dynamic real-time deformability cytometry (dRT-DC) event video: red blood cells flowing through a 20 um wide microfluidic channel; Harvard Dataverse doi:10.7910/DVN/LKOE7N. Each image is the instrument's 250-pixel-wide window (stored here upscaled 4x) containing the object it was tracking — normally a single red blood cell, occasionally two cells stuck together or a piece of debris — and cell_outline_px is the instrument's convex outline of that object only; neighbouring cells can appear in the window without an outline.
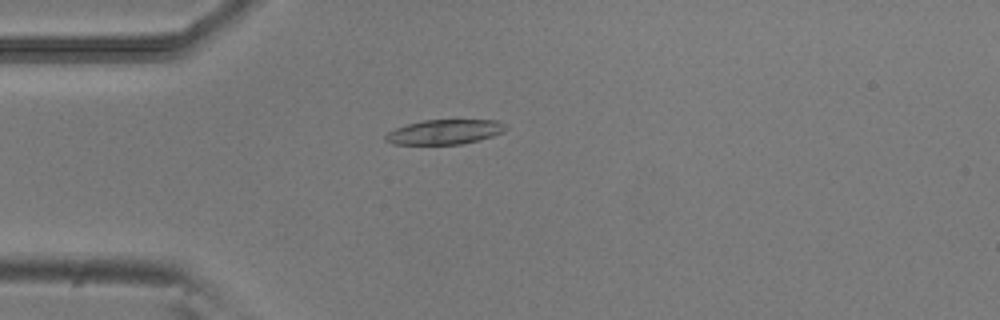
{"species": "common noctule bat (a hibernating species)", "species_latin": "Nyctalus noctula", "temperature_condition": "room temperature", "stored_images_in_passage": 41, "camera_frame_rate_fps": 3000, "um_per_image_px": 0.085, "animal": {"sex": "male", "body_mass_g": 20.5, "forearm_length_mm": 52.5}, "frame": {"image": 1, "passage_image": 3, "time_ms": 0.667, "image_size_px": [1000, 320], "cell_outline_px": [[508, 128], [504, 132], [480, 140], [460, 144], [392, 144], [384, 140], [384, 136], [388, 132], [396, 128], [408, 124], [424, 120], [496, 120], [508, 124]], "centroid_in_image_um": [37.83, 11.21], "position_along_channel_um": 47.2, "area_um2": 17.4}}
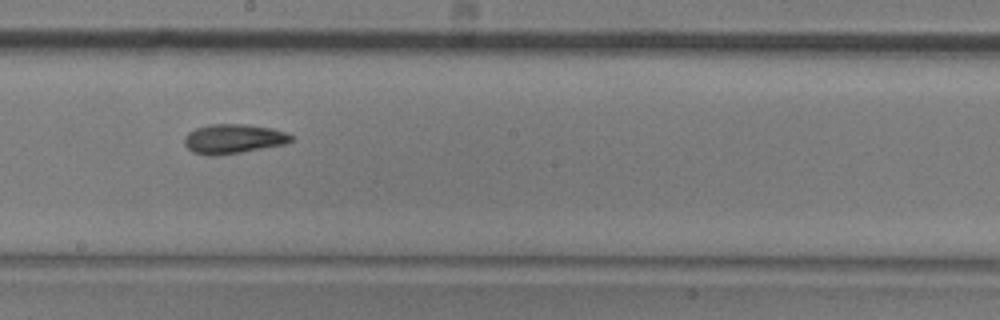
{"frame": {"image": 2, "passage_image": 18, "time_ms": 5.667, "image_size_px": [1000, 320], "cell_outline_px": [[296, 136], [292, 140], [284, 144], [240, 152], [212, 156], [192, 152], [184, 144], [184, 136], [188, 132], [196, 128], [208, 124], [244, 124], [272, 128]], "centroid_in_image_um": [19.81, 11.79], "position_along_channel_um": 228.4, "area_um2": 18.26}}
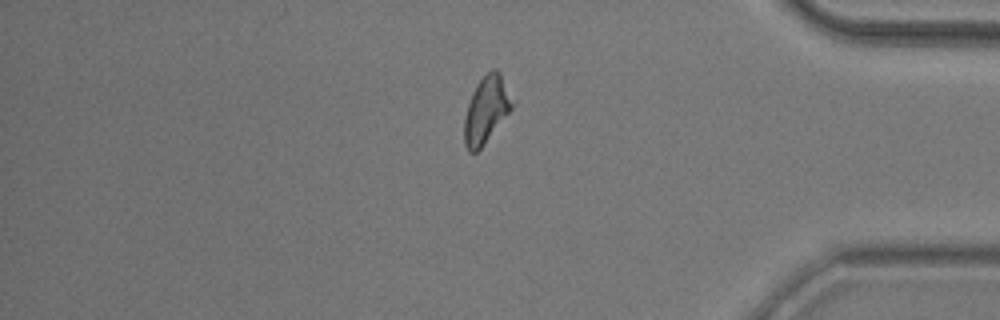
{"frame": {"image": 3, "passage_image": 33, "time_ms": 10.667, "image_size_px": [1000, 320], "cell_outline_px": [[512, 108], [484, 144], [476, 152], [468, 152], [464, 144], [464, 116], [472, 92], [476, 84], [492, 68], [496, 68], [500, 72], [512, 104]], "centroid_in_image_um": [41.28, 9.35], "position_along_channel_um": 393.9, "area_um2": 18.15}, "authors_computed_cell_mechanics": {"area_um2": 18.0914, "velocity_mm_per_s": 3.8703, "shape_relaxation_time_tau1_ms": 5.1219, "shape_relaxation_time_tau2_ms": 6.6313, "deformation_change_tau1": 0.1415, "deformation_change_tau2": 0.1257}}